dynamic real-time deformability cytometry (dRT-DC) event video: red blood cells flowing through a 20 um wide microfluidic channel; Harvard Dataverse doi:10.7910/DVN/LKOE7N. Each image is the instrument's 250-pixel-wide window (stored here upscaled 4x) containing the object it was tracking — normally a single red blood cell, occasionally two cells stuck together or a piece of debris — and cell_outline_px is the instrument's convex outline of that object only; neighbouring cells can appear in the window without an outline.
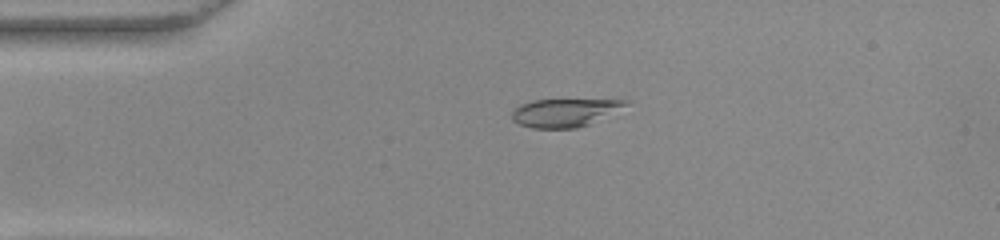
{"species": "common noctule bat (a hibernating species)", "species_latin": "Nyctalus noctula", "temperature_condition": "warm", "stored_images_in_passage": 42, "camera_frame_rate_fps": 3000, "um_per_image_px": 0.085, "animal": {"sex": "female", "body_mass_g": 22.0, "forearm_length_mm": 56.7}, "frame": {"image": 1, "passage_image": 1, "time_ms": 0.0, "image_size_px": [1000, 240], "cell_outline_px": [[628, 104], [588, 124], [576, 128], [532, 128], [520, 124], [512, 120], [512, 108], [520, 104], [536, 100], [628, 100]], "centroid_in_image_um": [47.89, 9.57], "position_along_channel_um": 37.1, "area_um2": 18.15}}
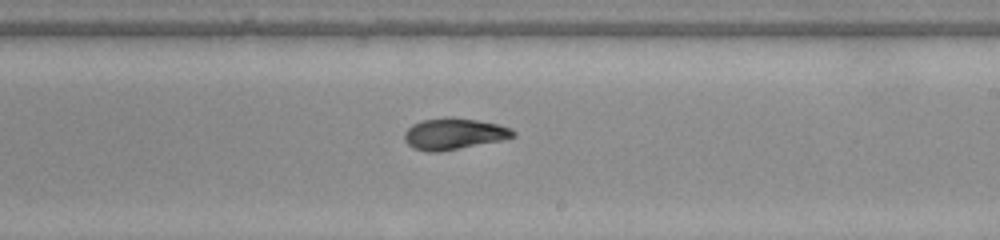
{"frame": {"image": 2, "passage_image": 20, "time_ms": 6.333, "image_size_px": [1000, 240], "cell_outline_px": [[516, 136], [504, 140], [440, 152], [428, 152], [412, 148], [404, 140], [404, 132], [412, 124], [420, 120], [444, 116], [448, 116], [476, 120], [496, 124], [512, 128], [516, 132]], "centroid_in_image_um": [38.57, 11.37], "position_along_channel_um": 250.4, "area_um2": 20.23}}
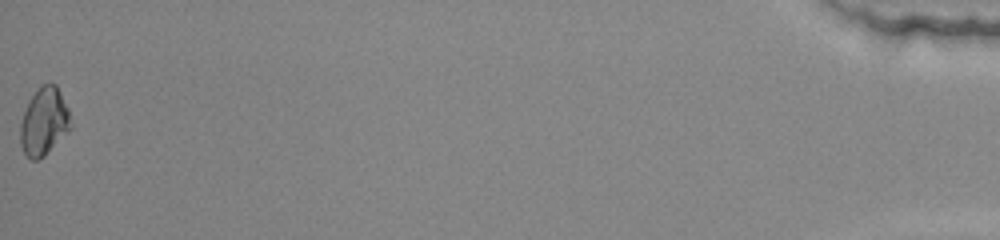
{"frame": {"image": 3, "passage_image": 42, "time_ms": 13.667, "image_size_px": [1000, 240], "cell_outline_px": [[72, 128], [44, 156], [36, 160], [32, 160], [24, 152], [20, 144], [20, 124], [28, 100], [40, 84], [48, 80], [56, 84], [68, 108], [72, 124]], "centroid_in_image_um": [3.75, 10.29], "position_along_channel_um": 431.4, "area_um2": 20.17}, "authors_computed_cell_mechanics": {"area_um2": 19.5075, "velocity_mm_per_s": 3.881, "shape_relaxation_time_tau1_ms": null, "shape_relaxation_time_tau2_ms": 2.1985, "deformation_change_tau1": null, "deformation_change_tau2": 0.0418}}